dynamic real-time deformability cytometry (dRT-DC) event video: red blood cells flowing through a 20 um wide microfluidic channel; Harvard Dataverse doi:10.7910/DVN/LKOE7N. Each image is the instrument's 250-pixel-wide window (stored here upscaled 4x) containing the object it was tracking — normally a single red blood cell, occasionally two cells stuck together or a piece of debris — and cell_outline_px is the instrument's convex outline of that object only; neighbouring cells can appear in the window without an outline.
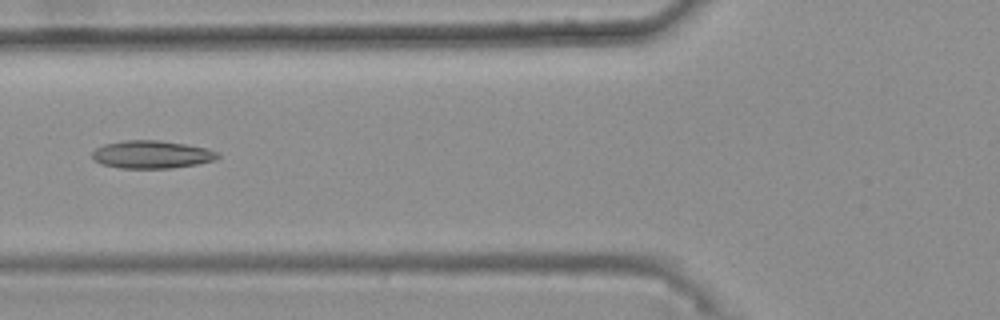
{"species": "common noctule bat (a hibernating species)", "species_latin": "Nyctalus noctula", "temperature_condition": "warm", "stored_images_in_passage": 35, "camera_frame_rate_fps": 3000, "um_per_image_px": 0.085, "animal": {"sex": "female", "body_mass_g": 25.1}, "frame": {"image": 1, "passage_image": 8, "time_ms": 2.333, "image_size_px": [1000, 320], "cell_outline_px": [[220, 156], [216, 160], [196, 164], [172, 168], [120, 168], [100, 164], [92, 160], [92, 152], [96, 148], [104, 144], [124, 140], [160, 140], [188, 144], [208, 148], [216, 152]], "centroid_in_image_um": [12.88, 13.13], "position_along_channel_um": 112.9, "area_um2": 20.58}}
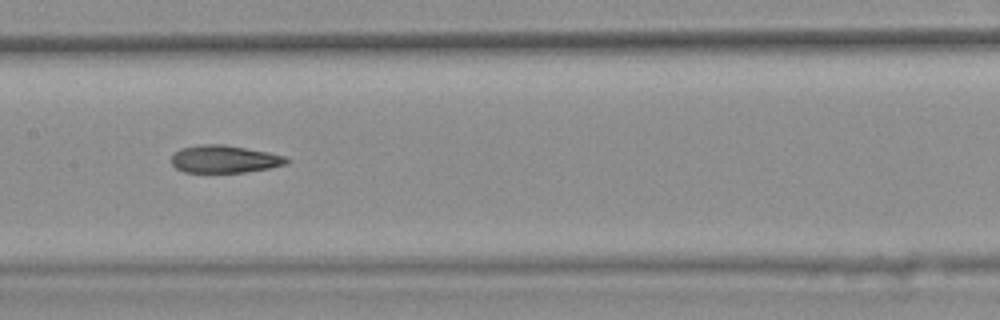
{"frame": {"image": 2, "passage_image": 14, "time_ms": 4.333, "image_size_px": [1000, 320], "cell_outline_px": [[292, 160], [288, 164], [268, 168], [244, 172], [184, 172], [176, 168], [172, 164], [172, 156], [180, 148], [200, 144], [224, 144], [268, 152], [284, 156]], "centroid_in_image_um": [19.1, 13.52], "position_along_channel_um": 188.3, "area_um2": 18.5}}
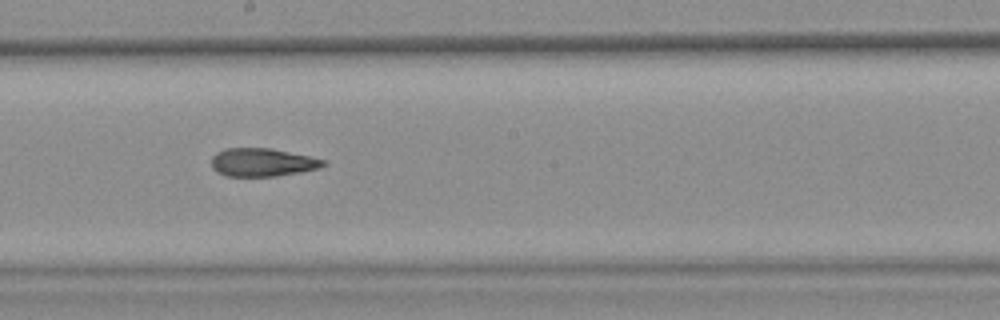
{"frame": {"image": 3, "passage_image": 17, "time_ms": 5.333, "image_size_px": [1000, 320], "cell_outline_px": [[328, 164], [320, 168], [300, 172], [276, 176], [224, 176], [216, 172], [212, 168], [212, 156], [216, 152], [224, 148], [272, 148], [312, 156], [324, 160]], "centroid_in_image_um": [22.31, 13.79], "position_along_channel_um": 225.9, "area_um2": 18.67}, "authors_computed_cell_mechanics": {"area_um2": 18.8428, "velocity_mm_per_s": 3.7673, "shape_relaxation_time_tau1_ms": null, "shape_relaxation_time_tau2_ms": 3.1012, "deformation_change_tau1": null, "deformation_change_tau2": 0.1134}}